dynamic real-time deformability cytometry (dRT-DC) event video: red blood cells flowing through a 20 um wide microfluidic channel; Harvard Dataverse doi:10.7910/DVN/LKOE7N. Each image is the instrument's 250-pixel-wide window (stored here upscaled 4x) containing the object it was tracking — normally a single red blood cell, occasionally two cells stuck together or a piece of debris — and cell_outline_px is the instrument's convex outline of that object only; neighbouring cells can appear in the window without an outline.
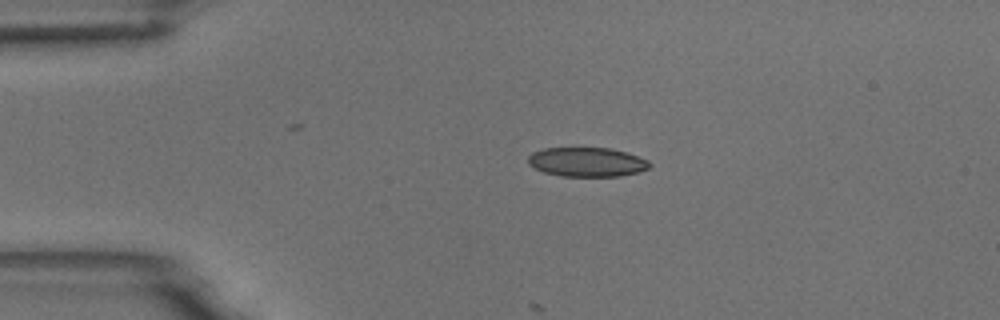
{"species": "common noctule bat (a hibernating species)", "species_latin": "Nyctalus noctula", "temperature_condition": "room temperature", "stored_images_in_passage": 3, "camera_frame_rate_fps": 3000, "um_per_image_px": 0.085, "animal": {"sex": "male", "body_mass_g": 18.8}, "frame": {"image": 1, "passage_image": 2, "time_ms": 0.333, "image_size_px": [1000, 320], "cell_outline_px": [[652, 164], [648, 168], [640, 172], [620, 176], [560, 176], [544, 172], [528, 164], [528, 156], [532, 152], [544, 148], [612, 148], [628, 152], [648, 160]], "centroid_in_image_um": [49.92, 13.77], "position_along_channel_um": 35.1, "area_um2": 20.87}}